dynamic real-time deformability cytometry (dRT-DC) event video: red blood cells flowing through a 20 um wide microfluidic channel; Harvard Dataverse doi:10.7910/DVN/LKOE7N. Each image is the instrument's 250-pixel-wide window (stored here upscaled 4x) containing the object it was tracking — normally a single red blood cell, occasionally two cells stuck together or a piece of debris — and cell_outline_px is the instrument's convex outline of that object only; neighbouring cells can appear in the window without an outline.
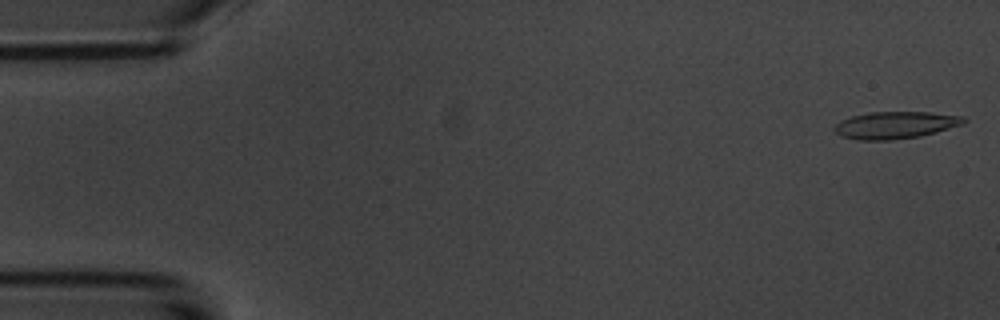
{"species": "common noctule bat (a hibernating species)", "species_latin": "Nyctalus noctula", "temperature_condition": "room temperature", "stored_images_in_passage": 53, "camera_frame_rate_fps": 3000, "um_per_image_px": 0.085, "animal": {"sex": "male", "body_mass_g": 20.1, "forearm_length_mm": 53.5}, "frame": {"image": 1, "passage_image": 1, "time_ms": 0.0, "image_size_px": [1000, 320], "cell_outline_px": [[968, 120], [964, 124], [936, 132], [920, 136], [892, 140], [860, 140], [840, 136], [832, 128], [840, 120], [852, 116], [868, 112], [928, 112], [964, 116]], "centroid_in_image_um": [76.11, 10.63], "position_along_channel_um": 8.9, "area_um2": 20.58}}
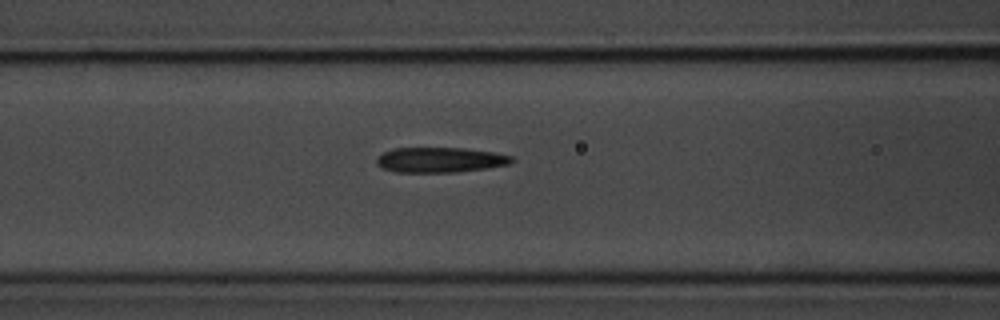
{"frame": {"image": 2, "passage_image": 21, "time_ms": 6.667, "image_size_px": [1000, 320], "cell_outline_px": [[516, 160], [512, 164], [488, 168], [456, 172], [396, 172], [380, 168], [376, 164], [376, 156], [392, 148], [464, 148], [492, 152], [512, 156]], "centroid_in_image_um": [37.4, 13.59], "position_along_channel_um": 129.2, "area_um2": 20.06}}
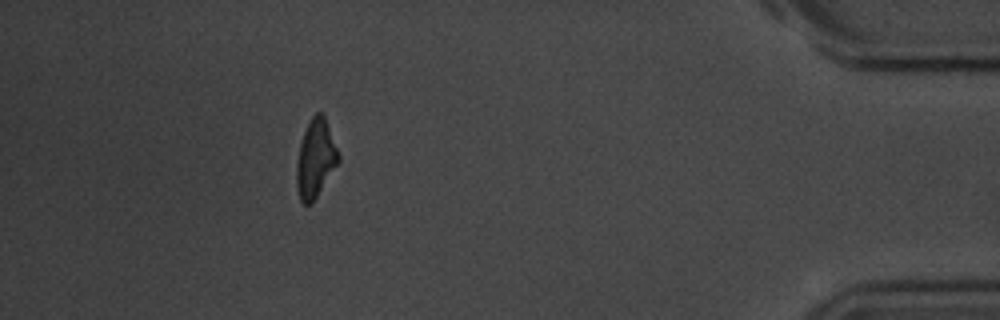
{"frame": {"image": 3, "passage_image": 48, "time_ms": 15.667, "image_size_px": [1000, 320], "cell_outline_px": [[340, 160], [312, 204], [304, 204], [300, 200], [296, 184], [296, 164], [300, 144], [304, 132], [312, 116], [316, 112], [320, 112], [324, 116], [340, 156]], "centroid_in_image_um": [26.81, 13.51], "position_along_channel_um": 408.4, "area_um2": 18.84}, "authors_computed_cell_mechanics": {"area_um2": 20.1144, "velocity_mm_per_s": 3.7108, "shape_relaxation_time_tau1_ms": 5.1362, "shape_relaxation_time_tau2_ms": 6.6105, "deformation_change_tau1": 0.2034, "deformation_change_tau2": 0.1927}}